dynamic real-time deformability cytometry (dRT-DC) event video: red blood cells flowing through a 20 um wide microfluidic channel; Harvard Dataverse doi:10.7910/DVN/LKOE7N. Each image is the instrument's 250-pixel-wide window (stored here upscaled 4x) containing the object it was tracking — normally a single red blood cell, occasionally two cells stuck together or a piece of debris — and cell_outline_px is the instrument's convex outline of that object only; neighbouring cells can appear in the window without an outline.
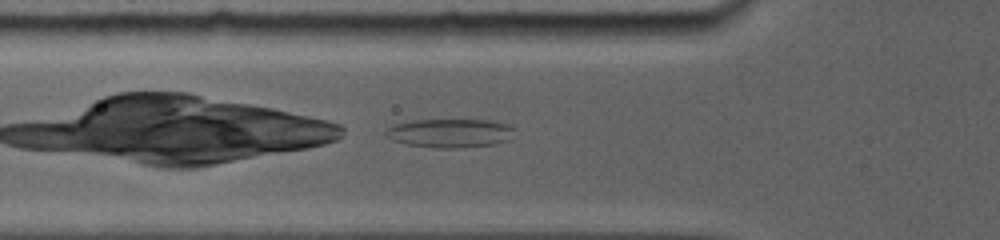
{"species": "common noctule bat (a hibernating species)", "species_latin": "Nyctalus noctula", "temperature_condition": "room temperature", "stored_images_in_passage": 17, "camera_frame_rate_fps": 5000, "um_per_image_px": 0.085, "animal": {"sex": "female", "body_mass_g": 19.0, "forearm_length_mm": 56.7}, "frame": {"image": 1, "passage_image": 2, "time_ms": 0.4, "image_size_px": [1000, 240], "cell_outline_px": [[516, 128], [508, 140], [496, 144], [464, 148], [432, 148], [408, 144], [392, 140], [384, 136], [384, 132], [392, 124], [412, 120], [492, 120], [512, 124]], "centroid_in_image_um": [38.27, 11.31], "position_along_channel_um": 87.5, "area_um2": 22.08}}
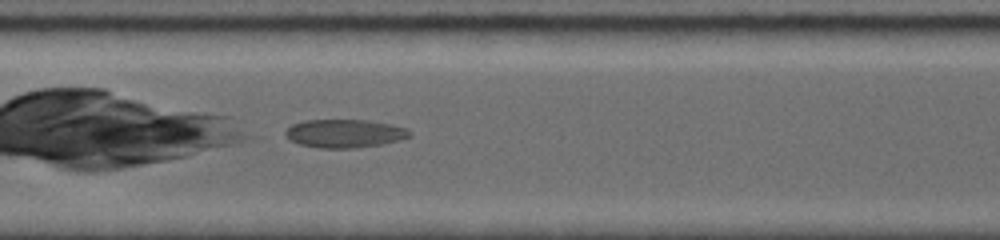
{"frame": {"image": 2, "passage_image": 7, "time_ms": 2.8, "image_size_px": [1000, 240], "cell_outline_px": [[412, 136], [400, 140], [380, 144], [356, 148], [316, 148], [300, 144], [284, 136], [284, 132], [292, 124], [308, 120], [368, 120], [392, 124], [408, 128], [412, 132]], "centroid_in_image_um": [29.33, 11.34], "position_along_channel_um": 178.1, "area_um2": 20.63}}
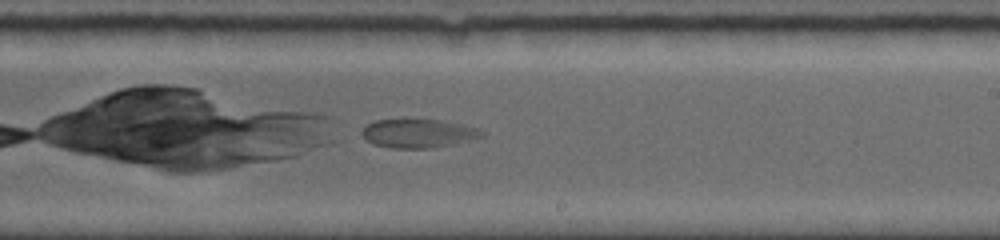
{"frame": {"image": 3, "passage_image": 12, "time_ms": 4.8, "image_size_px": [1000, 240], "cell_outline_px": [[484, 136], [452, 144], [432, 148], [392, 148], [372, 144], [360, 132], [368, 124], [376, 120], [440, 120], [480, 128], [484, 132]], "centroid_in_image_um": [35.57, 11.34], "position_along_channel_um": 253.4, "area_um2": 19.77}}